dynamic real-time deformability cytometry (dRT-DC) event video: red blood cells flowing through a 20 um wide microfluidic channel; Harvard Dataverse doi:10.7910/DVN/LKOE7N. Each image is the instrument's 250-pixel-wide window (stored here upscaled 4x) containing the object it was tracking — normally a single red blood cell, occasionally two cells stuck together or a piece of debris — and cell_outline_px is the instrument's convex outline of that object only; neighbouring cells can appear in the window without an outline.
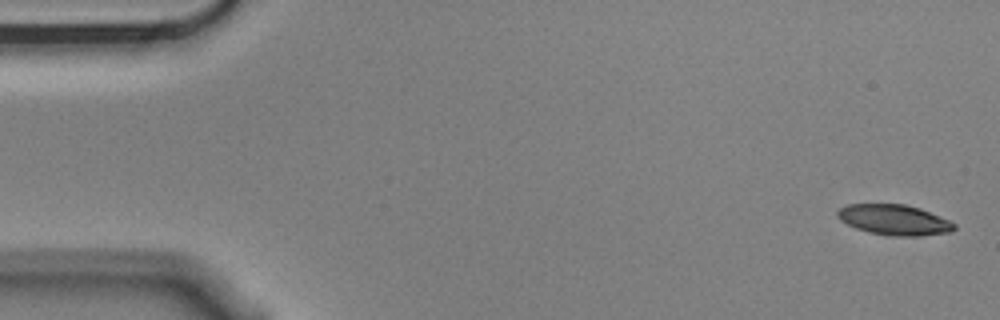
{"species": "Egyptian fruit bat (a non-hibernating species)", "species_latin": "Rousettus aegyptiacus", "temperature_condition": "cold", "stored_images_in_passage": 4, "camera_frame_rate_fps": 3000, "um_per_image_px": 0.085, "animal": {"sex": "male"}, "frame": {"image": 1, "passage_image": 1, "time_ms": 0.0, "image_size_px": [1000, 320], "cell_outline_px": [[956, 228], [952, 232], [920, 236], [896, 236], [868, 232], [856, 228], [840, 220], [836, 216], [836, 212], [840, 208], [848, 204], [904, 204], [920, 208], [940, 216], [956, 224]], "centroid_in_image_um": [76.02, 18.69], "position_along_channel_um": 9.0, "area_um2": 20.75}}
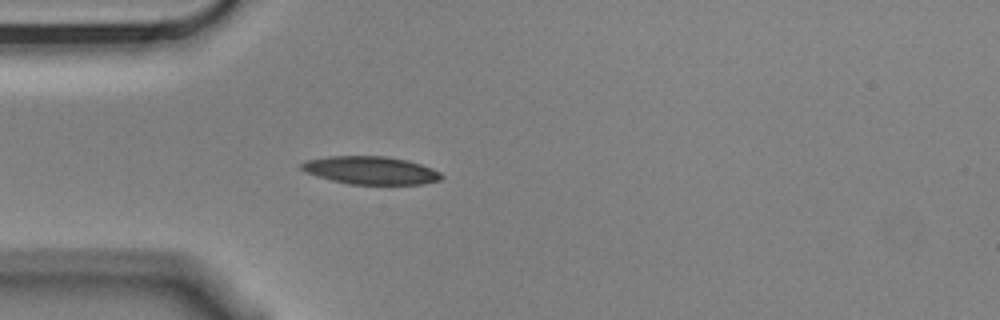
{"frame": {"image": 2, "passage_image": 4, "time_ms": 1.0, "image_size_px": [1000, 320], "cell_outline_px": [[444, 176], [440, 180], [424, 184], [348, 184], [316, 176], [304, 172], [300, 168], [300, 164], [308, 160], [328, 156], [384, 156], [408, 160], [432, 168], [440, 172]], "centroid_in_image_um": [31.51, 14.48], "position_along_channel_um": 53.5, "area_um2": 22.83}}